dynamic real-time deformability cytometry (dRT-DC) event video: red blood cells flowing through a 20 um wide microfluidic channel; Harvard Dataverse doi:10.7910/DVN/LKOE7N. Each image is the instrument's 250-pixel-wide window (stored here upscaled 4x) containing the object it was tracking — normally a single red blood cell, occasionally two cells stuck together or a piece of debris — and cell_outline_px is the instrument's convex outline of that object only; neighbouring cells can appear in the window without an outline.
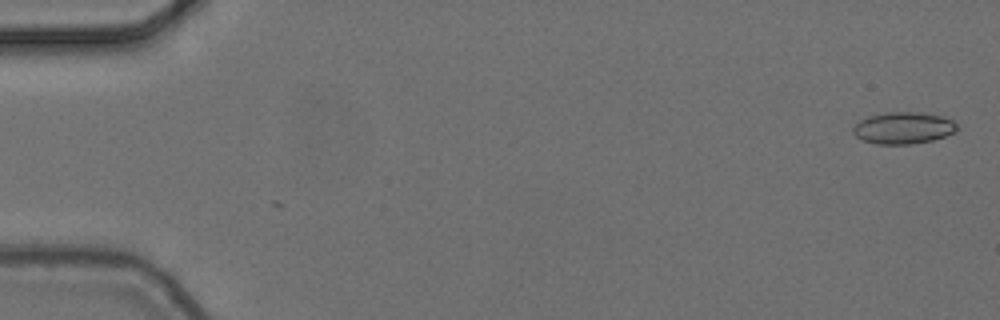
{"species": "common noctule bat (a hibernating species)", "species_latin": "Nyctalus noctula", "temperature_condition": "cold", "stored_images_in_passage": 7, "camera_frame_rate_fps": 3000, "um_per_image_px": 0.085, "animal": {"sex": "female", "body_mass_g": 24.6, "forearm_length_mm": 56.2}, "frame": {"image": 1, "passage_image": 1, "time_ms": 0.0, "image_size_px": [1000, 320], "cell_outline_px": [[960, 128], [956, 132], [932, 140], [912, 144], [876, 144], [864, 140], [856, 136], [852, 132], [852, 128], [860, 120], [868, 116], [884, 112], [924, 112], [944, 116], [952, 120]], "centroid_in_image_um": [76.81, 10.86], "position_along_channel_um": 8.2, "area_um2": 19.48}}
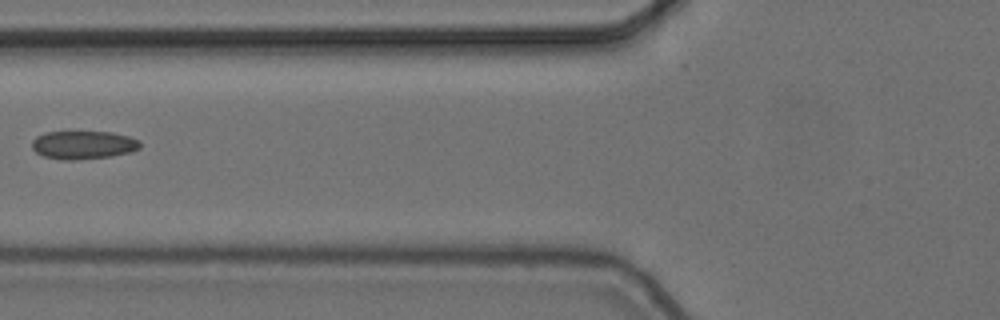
{"frame": {"image": 2, "passage_image": 6, "time_ms": 1.667, "image_size_px": [1000, 320], "cell_outline_px": [[140, 148], [132, 152], [112, 156], [76, 160], [64, 160], [44, 156], [36, 152], [32, 148], [32, 140], [36, 136], [48, 132], [112, 132], [128, 136], [140, 140]], "centroid_in_image_um": [7.1, 12.32], "position_along_channel_um": 118.7, "area_um2": 17.86}}
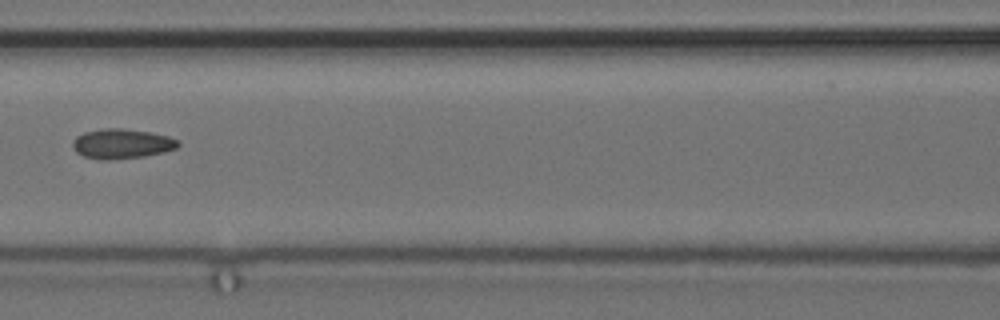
{"frame": {"image": 3, "passage_image": 7, "time_ms": 2.0, "image_size_px": [1000, 320], "cell_outline_px": [[180, 144], [176, 148], [164, 152], [144, 156], [108, 160], [100, 160], [84, 156], [76, 152], [72, 148], [72, 144], [76, 136], [84, 132], [104, 128], [124, 128], [148, 132], [168, 136], [176, 140]], "centroid_in_image_um": [10.31, 12.22], "position_along_channel_um": 156.3, "area_um2": 18.26}}